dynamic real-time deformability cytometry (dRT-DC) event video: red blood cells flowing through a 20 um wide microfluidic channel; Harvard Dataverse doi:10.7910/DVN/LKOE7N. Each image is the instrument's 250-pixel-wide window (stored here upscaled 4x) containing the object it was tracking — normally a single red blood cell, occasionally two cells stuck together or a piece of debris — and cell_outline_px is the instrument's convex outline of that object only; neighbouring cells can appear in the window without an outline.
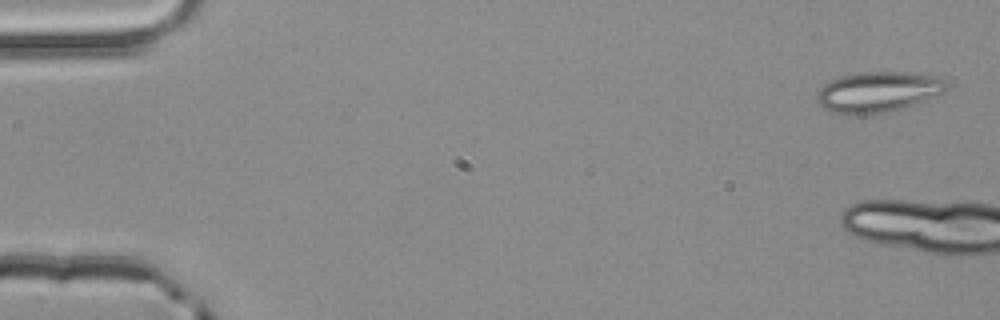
{"species": "common noctule bat (a hibernating species)", "species_latin": "Nyctalus noctula", "temperature_condition": "room temperature", "stored_images_in_passage": 5, "camera_frame_rate_fps": 3000, "um_per_image_px": 0.085, "animal": {"sex": "male", "body_mass_g": 20.4}, "frame": {"image": 1, "passage_image": 1, "time_ms": 0.0, "image_size_px": [1000, 320], "cell_outline_px": [[948, 88], [944, 92], [904, 108], [888, 112], [860, 116], [848, 116], [832, 112], [824, 108], [816, 100], [816, 96], [820, 88], [824, 84], [840, 76], [864, 72], [904, 72], [936, 76], [944, 80], [948, 84]], "centroid_in_image_um": [74.61, 7.84], "position_along_channel_um": 10.4, "area_um2": 30.87}}